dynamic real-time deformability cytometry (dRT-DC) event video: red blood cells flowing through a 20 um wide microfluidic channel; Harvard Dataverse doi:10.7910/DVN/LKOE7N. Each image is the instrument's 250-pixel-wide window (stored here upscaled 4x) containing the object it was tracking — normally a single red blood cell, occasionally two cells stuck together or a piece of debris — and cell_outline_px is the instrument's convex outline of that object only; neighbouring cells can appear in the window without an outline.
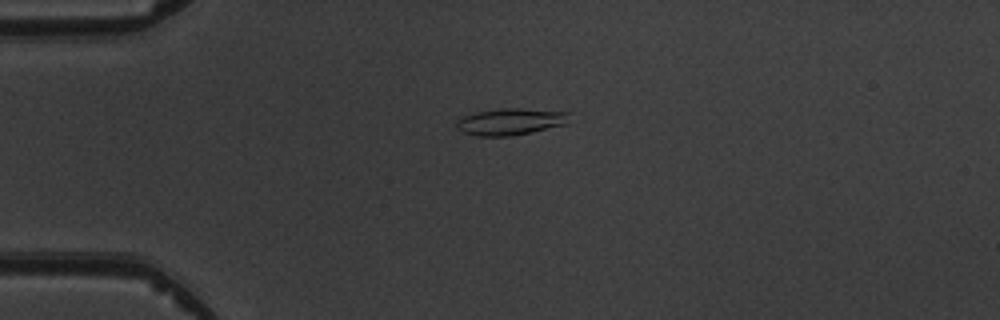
{"species": "common noctule bat (a hibernating species)", "species_latin": "Nyctalus noctula", "temperature_condition": "warm", "stored_images_in_passage": 4, "camera_frame_rate_fps": 3000, "um_per_image_px": 0.085, "animal": {"sex": "male", "body_mass_g": 19.5, "forearm_length_mm": 54.6}, "frame": {"image": 1, "passage_image": 3, "time_ms": 2.333, "image_size_px": [1000, 320], "cell_outline_px": [[568, 124], [532, 132], [512, 136], [476, 136], [464, 132], [456, 128], [456, 120], [464, 116], [476, 112], [500, 108], [520, 108], [568, 112]], "centroid_in_image_um": [43.38, 10.34], "position_along_channel_um": 41.6, "area_um2": 17.63}}